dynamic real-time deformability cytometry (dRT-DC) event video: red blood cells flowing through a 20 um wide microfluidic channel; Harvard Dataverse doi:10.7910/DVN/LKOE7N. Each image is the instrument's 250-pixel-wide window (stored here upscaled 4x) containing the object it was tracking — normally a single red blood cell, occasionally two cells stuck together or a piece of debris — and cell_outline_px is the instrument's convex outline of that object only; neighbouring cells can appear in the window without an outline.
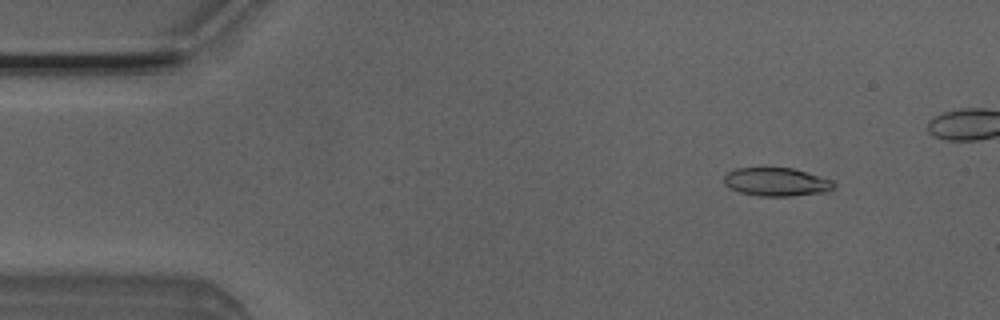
{"species": "Egyptian fruit bat (a non-hibernating species)", "species_latin": "Rousettus aegyptiacus", "temperature_condition": "room temperature", "stored_images_in_passage": 12, "camera_frame_rate_fps": 3000, "um_per_image_px": 0.085, "animal": {"sex": "male"}, "frame": {"image": 1, "passage_image": 2, "time_ms": 0.333, "image_size_px": [1000, 320], "cell_outline_px": [[836, 184], [832, 188], [824, 192], [788, 196], [760, 196], [740, 192], [724, 184], [724, 176], [728, 172], [736, 168], [792, 168], [832, 180]], "centroid_in_image_um": [65.98, 15.46], "position_along_channel_um": 19.0, "area_um2": 17.86}}